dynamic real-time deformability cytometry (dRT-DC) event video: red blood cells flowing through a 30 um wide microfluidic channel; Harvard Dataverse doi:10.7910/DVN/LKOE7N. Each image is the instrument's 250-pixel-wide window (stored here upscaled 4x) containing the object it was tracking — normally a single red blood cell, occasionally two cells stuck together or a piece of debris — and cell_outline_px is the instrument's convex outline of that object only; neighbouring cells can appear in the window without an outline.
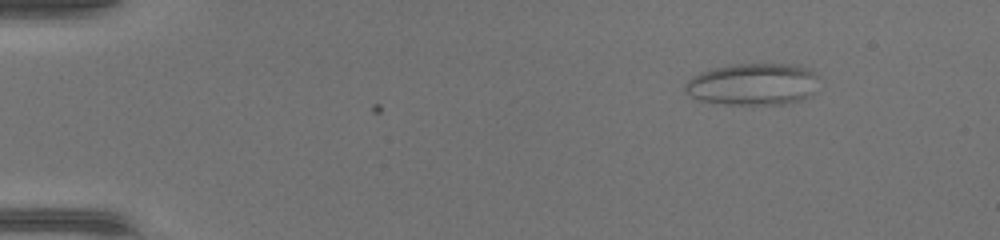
{"species": "common noctule bat (a hibernating species)", "species_latin": "Nyctalus noctula", "temperature_condition": "warm", "stored_images_in_passage": 4, "camera_frame_rate_fps": 3000, "um_per_image_px": 0.085, "animal": {"sex": "female", "body_mass_g": 17.0, "forearm_length_mm": 48.0}, "frame": {"image": 1, "passage_image": 4, "time_ms": 1.0, "image_size_px": [1000, 240], "cell_outline_px": [[820, 76], [812, 96], [800, 100], [784, 104], [724, 104], [696, 100], [684, 92], [684, 84], [692, 76], [700, 72], [732, 64], [796, 64], [812, 68]], "centroid_in_image_um": [64.03, 7.15], "position_along_channel_um": 21.0, "area_um2": 33.29}}